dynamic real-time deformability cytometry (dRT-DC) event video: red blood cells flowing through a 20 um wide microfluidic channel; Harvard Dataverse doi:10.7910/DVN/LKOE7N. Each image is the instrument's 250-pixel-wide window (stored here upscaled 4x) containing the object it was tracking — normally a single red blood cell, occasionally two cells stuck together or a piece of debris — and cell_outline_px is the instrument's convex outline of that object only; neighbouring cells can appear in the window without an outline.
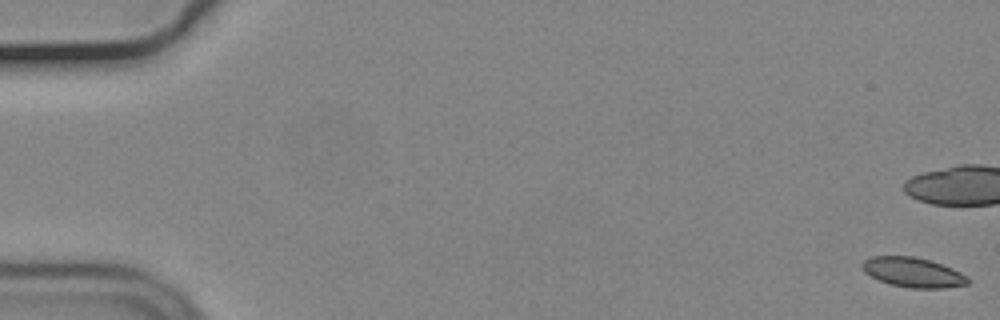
{"species": "common noctule bat (a hibernating species)", "species_latin": "Nyctalus noctula", "temperature_condition": "cold", "stored_images_in_passage": 17, "camera_frame_rate_fps": 3000, "um_per_image_px": 0.085, "animal": {"sex": "male", "body_mass_g": 19.2, "forearm_length_mm": 51.8}, "frame": {"image": 1, "passage_image": 1, "time_ms": 0.0, "image_size_px": [1000, 320], "cell_outline_px": [[972, 280], [968, 284], [944, 288], [908, 288], [892, 284], [880, 280], [864, 272], [860, 264], [864, 260], [872, 256], [912, 256], [932, 260], [952, 268], [968, 276]], "centroid_in_image_um": [77.64, 23.14], "position_along_channel_um": 7.4, "area_um2": 18.44}}